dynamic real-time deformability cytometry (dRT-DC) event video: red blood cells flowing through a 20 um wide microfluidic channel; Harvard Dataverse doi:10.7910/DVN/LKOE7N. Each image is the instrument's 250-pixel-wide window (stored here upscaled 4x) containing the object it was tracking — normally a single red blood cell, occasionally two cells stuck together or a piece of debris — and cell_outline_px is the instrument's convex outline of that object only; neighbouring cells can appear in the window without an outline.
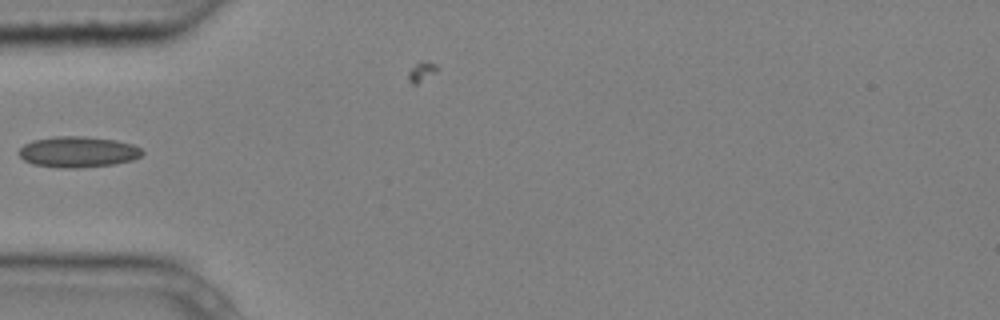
{"species": "common noctule bat (a hibernating species)", "species_latin": "Nyctalus noctula", "temperature_condition": "cold", "stored_images_in_passage": 7, "camera_frame_rate_fps": 3000, "um_per_image_px": 0.085, "animal": {"sex": "male", "body_mass_g": 20.4}, "frame": {"image": 1, "passage_image": 6, "time_ms": 1.667, "image_size_px": [1000, 320], "cell_outline_px": [[144, 152], [140, 156], [132, 160], [112, 164], [76, 168], [60, 168], [32, 164], [24, 160], [20, 156], [20, 148], [24, 144], [32, 140], [52, 136], [84, 136], [116, 140], [132, 144], [140, 148]], "centroid_in_image_um": [6.6, 12.9], "position_along_channel_um": 78.4, "area_um2": 22.2}}